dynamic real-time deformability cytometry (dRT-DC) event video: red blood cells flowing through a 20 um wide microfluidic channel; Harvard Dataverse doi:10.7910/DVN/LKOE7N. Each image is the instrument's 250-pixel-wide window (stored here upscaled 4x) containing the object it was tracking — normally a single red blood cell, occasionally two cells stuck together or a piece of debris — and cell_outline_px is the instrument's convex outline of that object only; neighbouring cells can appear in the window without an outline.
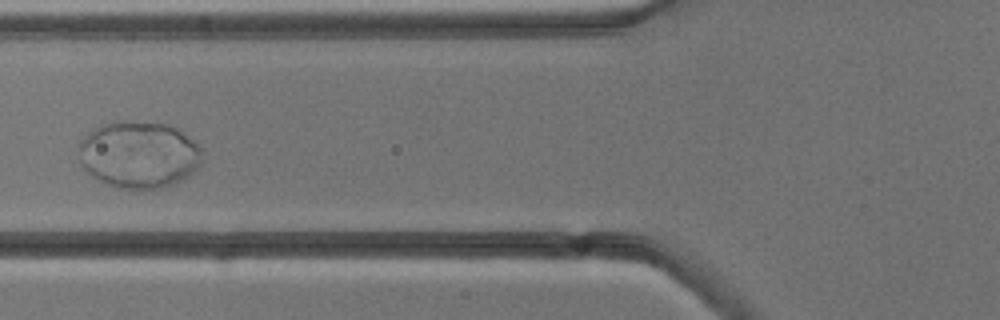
{"species": "common noctule bat (a hibernating species)", "species_latin": "Nyctalus noctula", "temperature_condition": "cold", "stored_images_in_passage": 6, "camera_frame_rate_fps": 3000, "um_per_image_px": 0.085, "animal": {"sex": "male", "body_mass_g": 13.3}, "frame": {"image": 1, "passage_image": 6, "time_ms": 6.333, "image_size_px": [1000, 320], "cell_outline_px": [[200, 164], [196, 172], [184, 180], [164, 188], [116, 188], [92, 176], [80, 164], [76, 144], [88, 132], [104, 124], [168, 124], [176, 128], [196, 144], [200, 148]], "centroid_in_image_um": [11.78, 13.2], "position_along_channel_um": 114.0, "area_um2": 47.4}}